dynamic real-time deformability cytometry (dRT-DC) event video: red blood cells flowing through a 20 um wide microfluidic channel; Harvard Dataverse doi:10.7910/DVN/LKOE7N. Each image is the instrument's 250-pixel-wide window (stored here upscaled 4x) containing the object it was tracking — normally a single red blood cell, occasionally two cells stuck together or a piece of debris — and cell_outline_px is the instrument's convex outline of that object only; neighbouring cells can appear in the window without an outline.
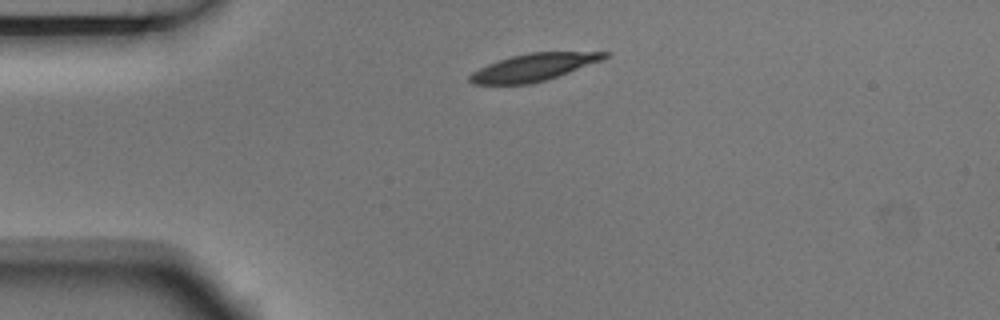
{"species": "Egyptian fruit bat (a non-hibernating species)", "species_latin": "Rousettus aegyptiacus", "temperature_condition": "room temperature", "stored_images_in_passage": 2, "camera_frame_rate_fps": 3000, "um_per_image_px": 0.085, "animal": {"sex": "male"}, "frame": {"image": 1, "passage_image": 1, "time_ms": 0.0, "image_size_px": [1000, 320], "cell_outline_px": [[612, 56], [568, 72], [544, 80], [528, 84], [472, 84], [468, 80], [468, 76], [472, 72], [488, 64], [512, 56], [528, 52], [612, 52]], "centroid_in_image_um": [45.35, 5.71], "position_along_channel_um": 39.6, "area_um2": 21.15}}